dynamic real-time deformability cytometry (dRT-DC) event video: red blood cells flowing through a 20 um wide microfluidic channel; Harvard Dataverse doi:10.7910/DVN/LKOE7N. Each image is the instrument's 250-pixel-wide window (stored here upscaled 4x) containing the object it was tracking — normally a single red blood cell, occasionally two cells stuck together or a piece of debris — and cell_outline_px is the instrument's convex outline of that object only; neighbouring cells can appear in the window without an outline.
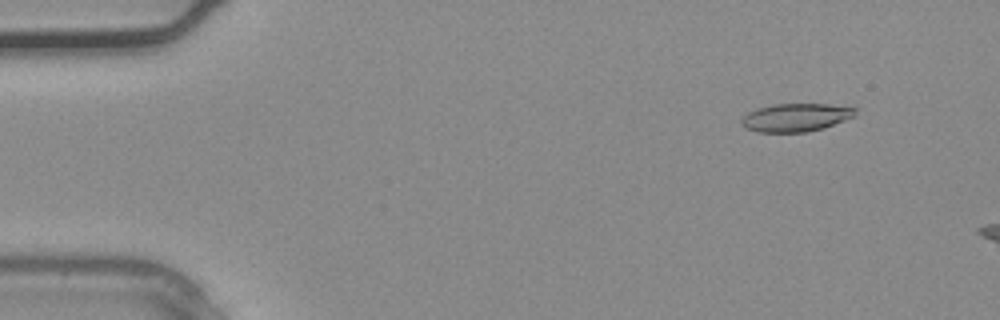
{"species": "common noctule bat (a hibernating species)", "species_latin": "Nyctalus noctula", "temperature_condition": "warm", "stored_images_in_passage": 8, "camera_frame_rate_fps": 3000, "um_per_image_px": 0.085, "animal": {"sex": "male", "body_mass_g": 20.4}, "frame": {"image": 1, "passage_image": 4, "time_ms": 1.0, "image_size_px": [1000, 320], "cell_outline_px": [[856, 112], [852, 116], [844, 120], [808, 132], [756, 132], [744, 128], [740, 120], [748, 112], [756, 108], [772, 104], [828, 104], [856, 108]], "centroid_in_image_um": [67.56, 9.98], "position_along_channel_um": 17.4, "area_um2": 18.5}}